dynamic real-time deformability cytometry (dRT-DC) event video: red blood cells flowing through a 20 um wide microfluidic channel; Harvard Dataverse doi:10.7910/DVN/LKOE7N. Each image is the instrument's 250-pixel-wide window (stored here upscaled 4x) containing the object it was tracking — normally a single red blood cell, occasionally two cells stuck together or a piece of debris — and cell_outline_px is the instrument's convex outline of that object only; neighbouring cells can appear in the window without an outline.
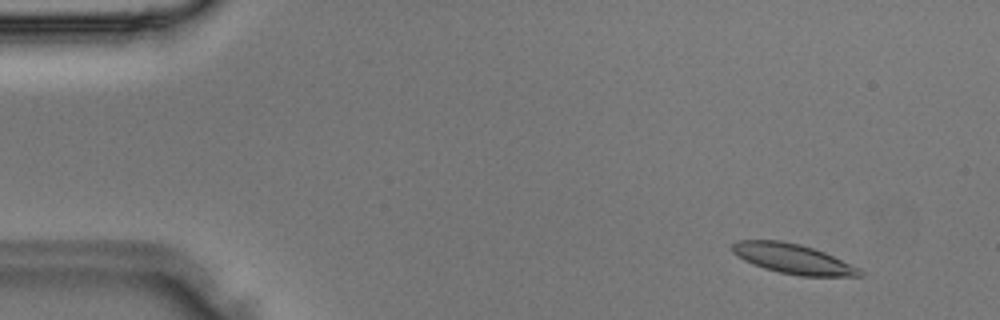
{"species": "Egyptian fruit bat (a non-hibernating species)", "species_latin": "Rousettus aegyptiacus", "temperature_condition": "room temperature", "stored_images_in_passage": 3, "camera_frame_rate_fps": 3000, "um_per_image_px": 0.085, "animal": {"sex": "male"}, "frame": {"image": 1, "passage_image": 1, "time_ms": 0.0, "image_size_px": [1000, 320], "cell_outline_px": [[864, 276], [800, 276], [780, 272], [764, 268], [752, 264], [736, 256], [732, 252], [732, 244], [736, 240], [780, 240], [800, 244], [824, 252], [860, 268], [864, 272]], "centroid_in_image_um": [67.39, 22.0], "position_along_channel_um": 17.6, "area_um2": 22.2}}